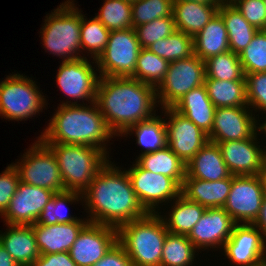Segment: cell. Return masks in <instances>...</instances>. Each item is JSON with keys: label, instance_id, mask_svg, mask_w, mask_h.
I'll use <instances>...</instances> for the list:
<instances>
[{"label": "cell", "instance_id": "1", "mask_svg": "<svg viewBox=\"0 0 266 266\" xmlns=\"http://www.w3.org/2000/svg\"><path fill=\"white\" fill-rule=\"evenodd\" d=\"M118 168L108 161L82 193L89 222L118 229L147 214L137 199L127 171Z\"/></svg>", "mask_w": 266, "mask_h": 266}, {"label": "cell", "instance_id": "2", "mask_svg": "<svg viewBox=\"0 0 266 266\" xmlns=\"http://www.w3.org/2000/svg\"><path fill=\"white\" fill-rule=\"evenodd\" d=\"M95 102L115 136L152 118L158 103L155 87L131 77H100Z\"/></svg>", "mask_w": 266, "mask_h": 266}, {"label": "cell", "instance_id": "3", "mask_svg": "<svg viewBox=\"0 0 266 266\" xmlns=\"http://www.w3.org/2000/svg\"><path fill=\"white\" fill-rule=\"evenodd\" d=\"M83 104L59 105L39 139L44 144L94 146L107 155L106 144L114 134L107 127L96 102L89 106Z\"/></svg>", "mask_w": 266, "mask_h": 266}, {"label": "cell", "instance_id": "4", "mask_svg": "<svg viewBox=\"0 0 266 266\" xmlns=\"http://www.w3.org/2000/svg\"><path fill=\"white\" fill-rule=\"evenodd\" d=\"M118 242L123 246L133 266H161L162 249L169 233L159 213L121 225Z\"/></svg>", "mask_w": 266, "mask_h": 266}, {"label": "cell", "instance_id": "5", "mask_svg": "<svg viewBox=\"0 0 266 266\" xmlns=\"http://www.w3.org/2000/svg\"><path fill=\"white\" fill-rule=\"evenodd\" d=\"M56 157L65 191L83 193L109 161L101 149L72 144H45ZM108 157V158H107Z\"/></svg>", "mask_w": 266, "mask_h": 266}, {"label": "cell", "instance_id": "6", "mask_svg": "<svg viewBox=\"0 0 266 266\" xmlns=\"http://www.w3.org/2000/svg\"><path fill=\"white\" fill-rule=\"evenodd\" d=\"M75 5L72 0L61 3L49 16H45V23L40 30L43 48L54 56L63 58V62L85 56L80 55L82 11Z\"/></svg>", "mask_w": 266, "mask_h": 266}, {"label": "cell", "instance_id": "7", "mask_svg": "<svg viewBox=\"0 0 266 266\" xmlns=\"http://www.w3.org/2000/svg\"><path fill=\"white\" fill-rule=\"evenodd\" d=\"M45 99L35 81L22 74L8 75L0 82V116L5 119L32 118L47 105Z\"/></svg>", "mask_w": 266, "mask_h": 266}, {"label": "cell", "instance_id": "8", "mask_svg": "<svg viewBox=\"0 0 266 266\" xmlns=\"http://www.w3.org/2000/svg\"><path fill=\"white\" fill-rule=\"evenodd\" d=\"M140 43L134 28L110 31L107 46L95 62L100 77H132Z\"/></svg>", "mask_w": 266, "mask_h": 266}, {"label": "cell", "instance_id": "9", "mask_svg": "<svg viewBox=\"0 0 266 266\" xmlns=\"http://www.w3.org/2000/svg\"><path fill=\"white\" fill-rule=\"evenodd\" d=\"M204 81L205 62L195 54L170 62L163 81L156 88L158 104L161 108L172 107L190 90L204 85Z\"/></svg>", "mask_w": 266, "mask_h": 266}, {"label": "cell", "instance_id": "10", "mask_svg": "<svg viewBox=\"0 0 266 266\" xmlns=\"http://www.w3.org/2000/svg\"><path fill=\"white\" fill-rule=\"evenodd\" d=\"M13 164L22 183L61 193L65 191L53 152L39 139Z\"/></svg>", "mask_w": 266, "mask_h": 266}, {"label": "cell", "instance_id": "11", "mask_svg": "<svg viewBox=\"0 0 266 266\" xmlns=\"http://www.w3.org/2000/svg\"><path fill=\"white\" fill-rule=\"evenodd\" d=\"M133 163V167L126 171L137 199L147 213H158L159 204L169 203L181 194V187L172 178L152 173L137 162Z\"/></svg>", "mask_w": 266, "mask_h": 266}, {"label": "cell", "instance_id": "12", "mask_svg": "<svg viewBox=\"0 0 266 266\" xmlns=\"http://www.w3.org/2000/svg\"><path fill=\"white\" fill-rule=\"evenodd\" d=\"M265 197L259 175L233 176L230 193L223 206L236 224H252Z\"/></svg>", "mask_w": 266, "mask_h": 266}, {"label": "cell", "instance_id": "13", "mask_svg": "<svg viewBox=\"0 0 266 266\" xmlns=\"http://www.w3.org/2000/svg\"><path fill=\"white\" fill-rule=\"evenodd\" d=\"M92 67L87 57L61 63L56 75L57 86L74 102L66 101L60 105H78L77 100L88 103L96 101L97 86L100 79L97 67ZM90 101V102H89Z\"/></svg>", "mask_w": 266, "mask_h": 266}, {"label": "cell", "instance_id": "14", "mask_svg": "<svg viewBox=\"0 0 266 266\" xmlns=\"http://www.w3.org/2000/svg\"><path fill=\"white\" fill-rule=\"evenodd\" d=\"M223 250L224 256L238 266L266 264V238L252 224H236Z\"/></svg>", "mask_w": 266, "mask_h": 266}, {"label": "cell", "instance_id": "15", "mask_svg": "<svg viewBox=\"0 0 266 266\" xmlns=\"http://www.w3.org/2000/svg\"><path fill=\"white\" fill-rule=\"evenodd\" d=\"M162 110L169 117L165 120L167 146L187 165L209 141L208 135L172 107Z\"/></svg>", "mask_w": 266, "mask_h": 266}, {"label": "cell", "instance_id": "16", "mask_svg": "<svg viewBox=\"0 0 266 266\" xmlns=\"http://www.w3.org/2000/svg\"><path fill=\"white\" fill-rule=\"evenodd\" d=\"M118 241L117 228L89 222L69 250L77 266H92Z\"/></svg>", "mask_w": 266, "mask_h": 266}, {"label": "cell", "instance_id": "17", "mask_svg": "<svg viewBox=\"0 0 266 266\" xmlns=\"http://www.w3.org/2000/svg\"><path fill=\"white\" fill-rule=\"evenodd\" d=\"M56 193L46 188L18 183L9 206L1 215L8 225H33Z\"/></svg>", "mask_w": 266, "mask_h": 266}, {"label": "cell", "instance_id": "18", "mask_svg": "<svg viewBox=\"0 0 266 266\" xmlns=\"http://www.w3.org/2000/svg\"><path fill=\"white\" fill-rule=\"evenodd\" d=\"M256 118L249 107L216 108L208 140L226 142L251 138L258 131Z\"/></svg>", "mask_w": 266, "mask_h": 266}, {"label": "cell", "instance_id": "19", "mask_svg": "<svg viewBox=\"0 0 266 266\" xmlns=\"http://www.w3.org/2000/svg\"><path fill=\"white\" fill-rule=\"evenodd\" d=\"M235 225L224 208H207L187 237L198 250L223 249Z\"/></svg>", "mask_w": 266, "mask_h": 266}, {"label": "cell", "instance_id": "20", "mask_svg": "<svg viewBox=\"0 0 266 266\" xmlns=\"http://www.w3.org/2000/svg\"><path fill=\"white\" fill-rule=\"evenodd\" d=\"M257 132L251 137L236 141L214 142L233 176L259 175L264 155ZM258 141V142H257Z\"/></svg>", "mask_w": 266, "mask_h": 266}, {"label": "cell", "instance_id": "21", "mask_svg": "<svg viewBox=\"0 0 266 266\" xmlns=\"http://www.w3.org/2000/svg\"><path fill=\"white\" fill-rule=\"evenodd\" d=\"M89 223V219H78L72 223L52 225L35 223L31 225L40 254L69 252L81 230Z\"/></svg>", "mask_w": 266, "mask_h": 266}, {"label": "cell", "instance_id": "22", "mask_svg": "<svg viewBox=\"0 0 266 266\" xmlns=\"http://www.w3.org/2000/svg\"><path fill=\"white\" fill-rule=\"evenodd\" d=\"M232 175L219 181H204L185 175L181 194L207 208H223L230 193Z\"/></svg>", "mask_w": 266, "mask_h": 266}, {"label": "cell", "instance_id": "23", "mask_svg": "<svg viewBox=\"0 0 266 266\" xmlns=\"http://www.w3.org/2000/svg\"><path fill=\"white\" fill-rule=\"evenodd\" d=\"M0 243L20 266H32L40 256L31 225H8Z\"/></svg>", "mask_w": 266, "mask_h": 266}, {"label": "cell", "instance_id": "24", "mask_svg": "<svg viewBox=\"0 0 266 266\" xmlns=\"http://www.w3.org/2000/svg\"><path fill=\"white\" fill-rule=\"evenodd\" d=\"M172 108L192 121L207 135L210 134L216 107L209 99L205 85L190 90Z\"/></svg>", "mask_w": 266, "mask_h": 266}, {"label": "cell", "instance_id": "25", "mask_svg": "<svg viewBox=\"0 0 266 266\" xmlns=\"http://www.w3.org/2000/svg\"><path fill=\"white\" fill-rule=\"evenodd\" d=\"M186 174L204 181H219L231 175L218 145L211 141H208L188 162Z\"/></svg>", "mask_w": 266, "mask_h": 266}, {"label": "cell", "instance_id": "26", "mask_svg": "<svg viewBox=\"0 0 266 266\" xmlns=\"http://www.w3.org/2000/svg\"><path fill=\"white\" fill-rule=\"evenodd\" d=\"M219 6L174 0L172 15L176 30L194 37L217 14Z\"/></svg>", "mask_w": 266, "mask_h": 266}, {"label": "cell", "instance_id": "27", "mask_svg": "<svg viewBox=\"0 0 266 266\" xmlns=\"http://www.w3.org/2000/svg\"><path fill=\"white\" fill-rule=\"evenodd\" d=\"M194 54L205 61L230 51L228 33L221 15L217 14L193 37Z\"/></svg>", "mask_w": 266, "mask_h": 266}, {"label": "cell", "instance_id": "28", "mask_svg": "<svg viewBox=\"0 0 266 266\" xmlns=\"http://www.w3.org/2000/svg\"><path fill=\"white\" fill-rule=\"evenodd\" d=\"M135 161L143 169L168 176L182 187L186 165L167 145L155 152L140 154Z\"/></svg>", "mask_w": 266, "mask_h": 266}, {"label": "cell", "instance_id": "29", "mask_svg": "<svg viewBox=\"0 0 266 266\" xmlns=\"http://www.w3.org/2000/svg\"><path fill=\"white\" fill-rule=\"evenodd\" d=\"M173 202L175 204L173 203L168 218L163 217V215L160 216H162L169 233L188 236L195 224L201 219L206 208L188 200L182 194Z\"/></svg>", "mask_w": 266, "mask_h": 266}, {"label": "cell", "instance_id": "30", "mask_svg": "<svg viewBox=\"0 0 266 266\" xmlns=\"http://www.w3.org/2000/svg\"><path fill=\"white\" fill-rule=\"evenodd\" d=\"M218 13L227 29L230 51L240 54L249 45L258 29L248 23L233 4H221Z\"/></svg>", "mask_w": 266, "mask_h": 266}, {"label": "cell", "instance_id": "31", "mask_svg": "<svg viewBox=\"0 0 266 266\" xmlns=\"http://www.w3.org/2000/svg\"><path fill=\"white\" fill-rule=\"evenodd\" d=\"M209 99L216 108L248 107L246 81H221L205 79Z\"/></svg>", "mask_w": 266, "mask_h": 266}, {"label": "cell", "instance_id": "32", "mask_svg": "<svg viewBox=\"0 0 266 266\" xmlns=\"http://www.w3.org/2000/svg\"><path fill=\"white\" fill-rule=\"evenodd\" d=\"M135 132L136 143L142 146L144 151L141 154L152 153L162 149L167 145L166 126L164 118L154 115L152 118L138 122L128 128L123 134H133Z\"/></svg>", "mask_w": 266, "mask_h": 266}, {"label": "cell", "instance_id": "33", "mask_svg": "<svg viewBox=\"0 0 266 266\" xmlns=\"http://www.w3.org/2000/svg\"><path fill=\"white\" fill-rule=\"evenodd\" d=\"M205 79L246 81L239 54L228 51L205 60Z\"/></svg>", "mask_w": 266, "mask_h": 266}, {"label": "cell", "instance_id": "34", "mask_svg": "<svg viewBox=\"0 0 266 266\" xmlns=\"http://www.w3.org/2000/svg\"><path fill=\"white\" fill-rule=\"evenodd\" d=\"M147 49L169 62L186 59L194 55L193 37L176 30Z\"/></svg>", "mask_w": 266, "mask_h": 266}, {"label": "cell", "instance_id": "35", "mask_svg": "<svg viewBox=\"0 0 266 266\" xmlns=\"http://www.w3.org/2000/svg\"><path fill=\"white\" fill-rule=\"evenodd\" d=\"M198 251L185 235L168 233L161 256V266H191Z\"/></svg>", "mask_w": 266, "mask_h": 266}, {"label": "cell", "instance_id": "36", "mask_svg": "<svg viewBox=\"0 0 266 266\" xmlns=\"http://www.w3.org/2000/svg\"><path fill=\"white\" fill-rule=\"evenodd\" d=\"M170 62L147 48H141L134 74L131 78L155 88L163 81Z\"/></svg>", "mask_w": 266, "mask_h": 266}, {"label": "cell", "instance_id": "37", "mask_svg": "<svg viewBox=\"0 0 266 266\" xmlns=\"http://www.w3.org/2000/svg\"><path fill=\"white\" fill-rule=\"evenodd\" d=\"M83 199L82 193L75 191H63L61 193H56L52 200L49 201L45 208L43 209L40 217L37 220L39 224L52 225L57 223H72L77 221L79 218L76 216H71L67 214L66 210L67 203H72L76 201L79 202ZM66 209V210H65Z\"/></svg>", "mask_w": 266, "mask_h": 266}, {"label": "cell", "instance_id": "38", "mask_svg": "<svg viewBox=\"0 0 266 266\" xmlns=\"http://www.w3.org/2000/svg\"><path fill=\"white\" fill-rule=\"evenodd\" d=\"M82 14L80 42L82 51H89L93 61L97 60L107 46L110 31L96 18L89 19Z\"/></svg>", "mask_w": 266, "mask_h": 266}, {"label": "cell", "instance_id": "39", "mask_svg": "<svg viewBox=\"0 0 266 266\" xmlns=\"http://www.w3.org/2000/svg\"><path fill=\"white\" fill-rule=\"evenodd\" d=\"M95 17L109 30L133 28L132 4L125 0H105Z\"/></svg>", "mask_w": 266, "mask_h": 266}, {"label": "cell", "instance_id": "40", "mask_svg": "<svg viewBox=\"0 0 266 266\" xmlns=\"http://www.w3.org/2000/svg\"><path fill=\"white\" fill-rule=\"evenodd\" d=\"M244 74L266 72V30H258L239 54Z\"/></svg>", "mask_w": 266, "mask_h": 266}, {"label": "cell", "instance_id": "41", "mask_svg": "<svg viewBox=\"0 0 266 266\" xmlns=\"http://www.w3.org/2000/svg\"><path fill=\"white\" fill-rule=\"evenodd\" d=\"M174 0H137L132 3L133 28L157 18L172 16Z\"/></svg>", "mask_w": 266, "mask_h": 266}, {"label": "cell", "instance_id": "42", "mask_svg": "<svg viewBox=\"0 0 266 266\" xmlns=\"http://www.w3.org/2000/svg\"><path fill=\"white\" fill-rule=\"evenodd\" d=\"M135 32L141 48H148L159 39H163L176 31L172 16L157 18L149 23L136 26Z\"/></svg>", "mask_w": 266, "mask_h": 266}, {"label": "cell", "instance_id": "43", "mask_svg": "<svg viewBox=\"0 0 266 266\" xmlns=\"http://www.w3.org/2000/svg\"><path fill=\"white\" fill-rule=\"evenodd\" d=\"M245 78L248 107L266 115V72L245 74Z\"/></svg>", "mask_w": 266, "mask_h": 266}, {"label": "cell", "instance_id": "44", "mask_svg": "<svg viewBox=\"0 0 266 266\" xmlns=\"http://www.w3.org/2000/svg\"><path fill=\"white\" fill-rule=\"evenodd\" d=\"M233 5L258 30H266V7L263 0H236Z\"/></svg>", "mask_w": 266, "mask_h": 266}, {"label": "cell", "instance_id": "45", "mask_svg": "<svg viewBox=\"0 0 266 266\" xmlns=\"http://www.w3.org/2000/svg\"><path fill=\"white\" fill-rule=\"evenodd\" d=\"M20 176L17 168L10 164L0 174V216L5 212L14 196Z\"/></svg>", "mask_w": 266, "mask_h": 266}, {"label": "cell", "instance_id": "46", "mask_svg": "<svg viewBox=\"0 0 266 266\" xmlns=\"http://www.w3.org/2000/svg\"><path fill=\"white\" fill-rule=\"evenodd\" d=\"M92 266H133L123 246L117 241L108 252Z\"/></svg>", "mask_w": 266, "mask_h": 266}, {"label": "cell", "instance_id": "47", "mask_svg": "<svg viewBox=\"0 0 266 266\" xmlns=\"http://www.w3.org/2000/svg\"><path fill=\"white\" fill-rule=\"evenodd\" d=\"M32 266H77L69 252L40 254Z\"/></svg>", "mask_w": 266, "mask_h": 266}, {"label": "cell", "instance_id": "48", "mask_svg": "<svg viewBox=\"0 0 266 266\" xmlns=\"http://www.w3.org/2000/svg\"><path fill=\"white\" fill-rule=\"evenodd\" d=\"M252 225L256 226L266 238V196L263 199L259 214L256 217V220L252 223Z\"/></svg>", "mask_w": 266, "mask_h": 266}, {"label": "cell", "instance_id": "49", "mask_svg": "<svg viewBox=\"0 0 266 266\" xmlns=\"http://www.w3.org/2000/svg\"><path fill=\"white\" fill-rule=\"evenodd\" d=\"M0 266H20L0 243Z\"/></svg>", "mask_w": 266, "mask_h": 266}, {"label": "cell", "instance_id": "50", "mask_svg": "<svg viewBox=\"0 0 266 266\" xmlns=\"http://www.w3.org/2000/svg\"><path fill=\"white\" fill-rule=\"evenodd\" d=\"M259 176L261 178L262 184H263V190L264 194L266 196V158L264 157Z\"/></svg>", "mask_w": 266, "mask_h": 266}, {"label": "cell", "instance_id": "51", "mask_svg": "<svg viewBox=\"0 0 266 266\" xmlns=\"http://www.w3.org/2000/svg\"><path fill=\"white\" fill-rule=\"evenodd\" d=\"M190 2H199L203 4H214V5H221L218 0H185Z\"/></svg>", "mask_w": 266, "mask_h": 266}, {"label": "cell", "instance_id": "52", "mask_svg": "<svg viewBox=\"0 0 266 266\" xmlns=\"http://www.w3.org/2000/svg\"><path fill=\"white\" fill-rule=\"evenodd\" d=\"M258 133L261 131H263V134L265 133L266 134V118H265V121L263 122V124L260 123V125L258 126ZM266 136V135H265Z\"/></svg>", "mask_w": 266, "mask_h": 266}, {"label": "cell", "instance_id": "53", "mask_svg": "<svg viewBox=\"0 0 266 266\" xmlns=\"http://www.w3.org/2000/svg\"><path fill=\"white\" fill-rule=\"evenodd\" d=\"M220 4H233L236 0H218Z\"/></svg>", "mask_w": 266, "mask_h": 266}, {"label": "cell", "instance_id": "54", "mask_svg": "<svg viewBox=\"0 0 266 266\" xmlns=\"http://www.w3.org/2000/svg\"><path fill=\"white\" fill-rule=\"evenodd\" d=\"M126 2H129V3H134L135 1H137V0H125Z\"/></svg>", "mask_w": 266, "mask_h": 266}]
</instances>
